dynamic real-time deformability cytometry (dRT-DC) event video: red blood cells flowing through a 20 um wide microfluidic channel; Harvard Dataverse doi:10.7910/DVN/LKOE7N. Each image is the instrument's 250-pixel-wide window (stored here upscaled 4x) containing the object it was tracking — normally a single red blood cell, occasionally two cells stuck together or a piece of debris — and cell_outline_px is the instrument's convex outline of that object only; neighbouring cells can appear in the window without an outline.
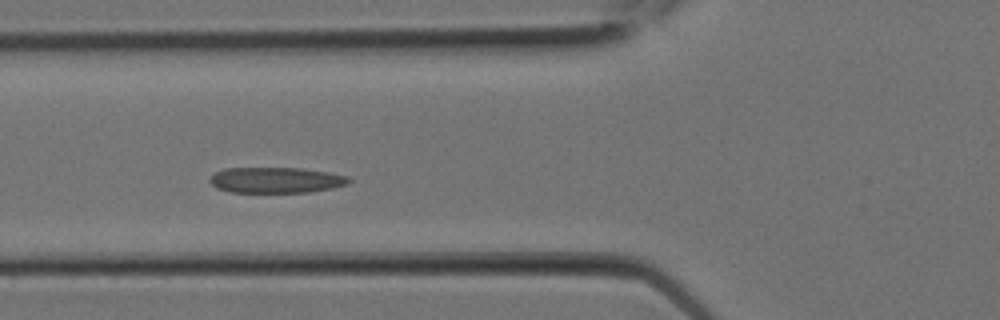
{"species": "Egyptian fruit bat (a non-hibernating species)", "species_latin": "Rousettus aegyptiacus", "temperature_condition": "room temperature", "stored_images_in_passage": 7, "camera_frame_rate_fps": 3000, "um_per_image_px": 0.085, "animal": {"sex": "female"}, "frame": {"image": 1, "passage_image": 6, "time_ms": 1.667, "image_size_px": [1000, 320], "cell_outline_px": [[352, 180], [348, 184], [332, 188], [308, 192], [232, 192], [216, 188], [208, 180], [216, 172], [224, 168], [300, 168], [328, 172], [348, 176]], "centroid_in_image_um": [23.47, 15.3], "position_along_channel_um": 102.3, "area_um2": 20.81}}
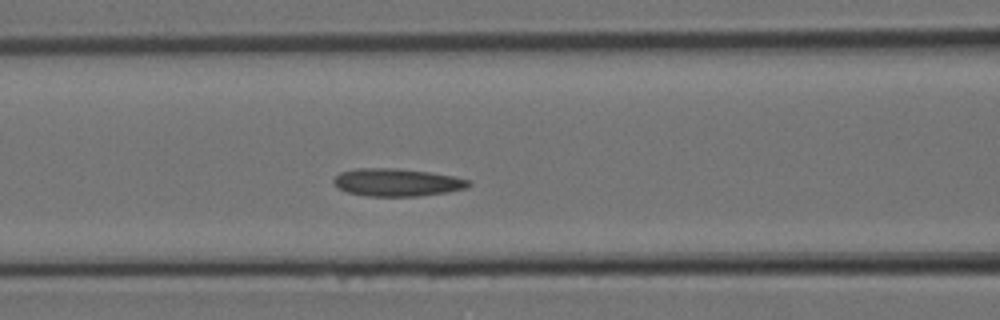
{"frame": {"image": 2, "passage_image": 7, "time_ms": 2.0, "image_size_px": [1000, 320], "cell_outline_px": [[472, 184], [468, 188], [448, 192], [416, 196], [368, 196], [348, 192], [340, 188], [332, 180], [340, 172], [356, 168], [396, 168], [428, 172], [452, 176], [472, 180]], "centroid_in_image_um": [33.79, 15.5], "position_along_channel_um": 132.8, "area_um2": 21.73}}